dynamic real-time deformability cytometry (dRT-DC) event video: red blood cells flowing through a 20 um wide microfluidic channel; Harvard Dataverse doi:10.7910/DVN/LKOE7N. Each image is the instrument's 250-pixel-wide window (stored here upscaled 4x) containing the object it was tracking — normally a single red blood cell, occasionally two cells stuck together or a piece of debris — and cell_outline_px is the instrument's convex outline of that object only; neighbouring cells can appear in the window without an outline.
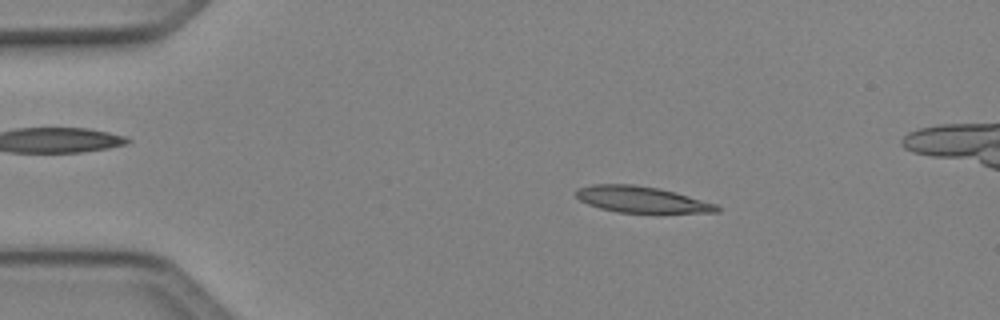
{"species": "Egyptian fruit bat (a non-hibernating species)", "species_latin": "Rousettus aegyptiacus", "temperature_condition": "cold", "stored_images_in_passage": 49, "camera_frame_rate_fps": 3000, "um_per_image_px": 0.085, "animal": {"sex": "female"}, "frame": {"image": 1, "passage_image": 8, "time_ms": 2.333, "image_size_px": [1000, 320], "cell_outline_px": [[720, 212], [620, 212], [600, 208], [588, 204], [580, 200], [576, 196], [576, 188], [592, 184], [632, 184], [660, 188], [676, 192], [716, 204], [720, 208]], "centroid_in_image_um": [54.5, 16.94], "position_along_channel_um": 30.5, "area_um2": 21.33}}
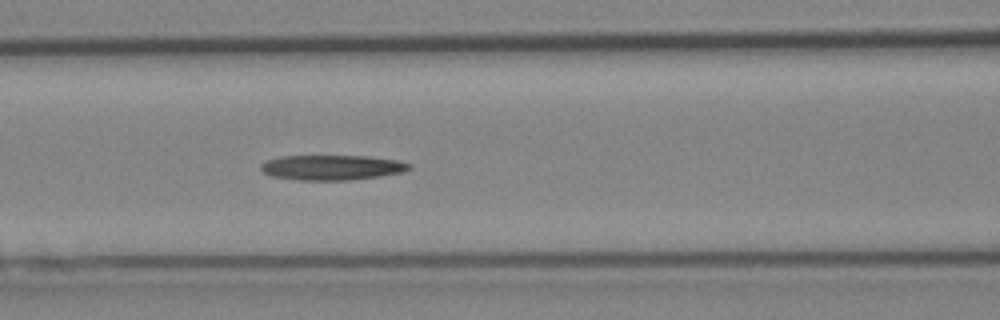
{"frame": {"image": 2, "passage_image": 20, "time_ms": 6.333, "image_size_px": [1000, 320], "cell_outline_px": [[412, 168], [404, 172], [380, 176], [348, 180], [296, 180], [272, 176], [264, 172], [260, 168], [260, 164], [264, 160], [280, 156], [368, 156], [396, 160], [412, 164]], "centroid_in_image_um": [28.2, 14.23], "position_along_channel_um": 138.4, "area_um2": 21.79}}
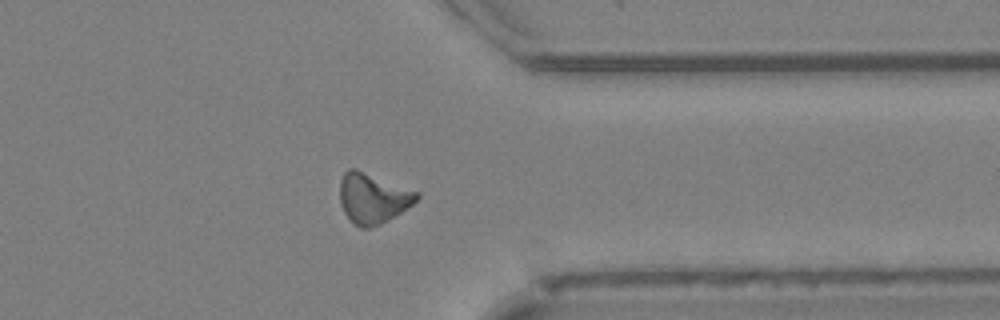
{"frame": {"image": 3, "passage_image": 38, "time_ms": 12.333, "image_size_px": [1000, 320], "cell_outline_px": [[420, 196], [412, 204], [400, 212], [380, 224], [368, 228], [360, 228], [344, 212], [340, 204], [340, 180], [344, 172], [348, 168], [356, 168], [420, 192]], "centroid_in_image_um": [31.68, 16.81], "position_along_channel_um": 379.7, "area_um2": 22.37}}